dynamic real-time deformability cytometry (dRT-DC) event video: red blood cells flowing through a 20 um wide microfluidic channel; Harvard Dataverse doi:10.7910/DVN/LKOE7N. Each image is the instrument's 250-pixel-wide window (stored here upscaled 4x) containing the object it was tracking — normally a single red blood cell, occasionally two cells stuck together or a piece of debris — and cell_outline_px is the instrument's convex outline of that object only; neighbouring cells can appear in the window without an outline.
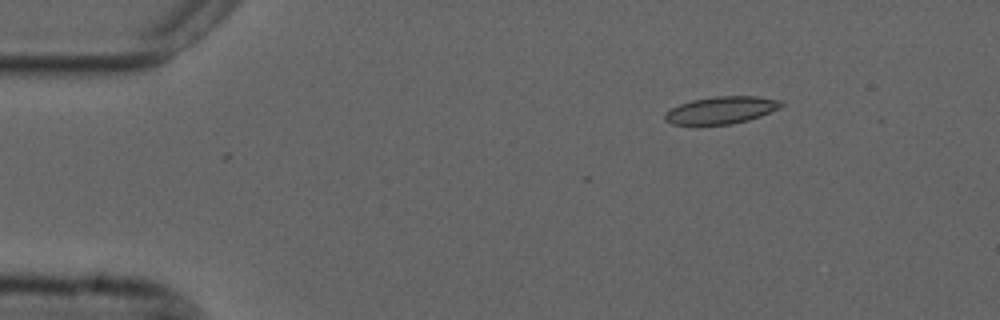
{"species": "common noctule bat (a hibernating species)", "species_latin": "Nyctalus noctula", "temperature_condition": "cold", "stored_images_in_passage": 2, "camera_frame_rate_fps": 3000, "um_per_image_px": 0.085, "animal": {"sex": "male", "forearm_length_mm": 52.5}, "frame": {"image": 1, "passage_image": 2, "time_ms": 0.333, "image_size_px": [1000, 320], "cell_outline_px": [[784, 104], [780, 108], [760, 116], [748, 120], [732, 124], [696, 128], [672, 124], [664, 120], [664, 112], [680, 104], [692, 100], [716, 96], [756, 96], [784, 100]], "centroid_in_image_um": [61.25, 9.41], "position_along_channel_um": 23.7, "area_um2": 19.36}}